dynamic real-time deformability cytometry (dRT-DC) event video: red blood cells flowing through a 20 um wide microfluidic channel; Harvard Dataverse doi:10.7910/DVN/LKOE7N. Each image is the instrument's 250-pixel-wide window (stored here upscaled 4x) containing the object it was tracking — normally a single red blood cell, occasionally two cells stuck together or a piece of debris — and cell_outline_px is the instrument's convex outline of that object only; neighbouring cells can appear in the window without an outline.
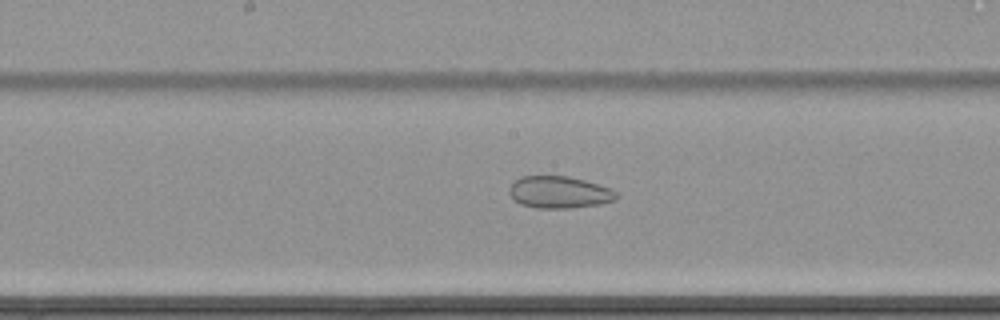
{"species": "common noctule bat (a hibernating species)", "species_latin": "Nyctalus noctula", "temperature_condition": "cold", "stored_images_in_passage": 26, "camera_frame_rate_fps": 3000, "um_per_image_px": 0.085, "animal": {"sex": "female", "body_mass_g": 22.7, "forearm_length_mm": 54.2}, "frame": {"image": 1, "passage_image": 19, "time_ms": 6.0, "image_size_px": [1000, 320], "cell_outline_px": [[616, 200], [600, 204], [568, 208], [536, 208], [520, 204], [508, 192], [508, 188], [520, 176], [568, 176], [584, 180], [612, 188], [616, 192]], "centroid_in_image_um": [47.54, 16.34], "position_along_channel_um": 200.7, "area_um2": 19.94}}
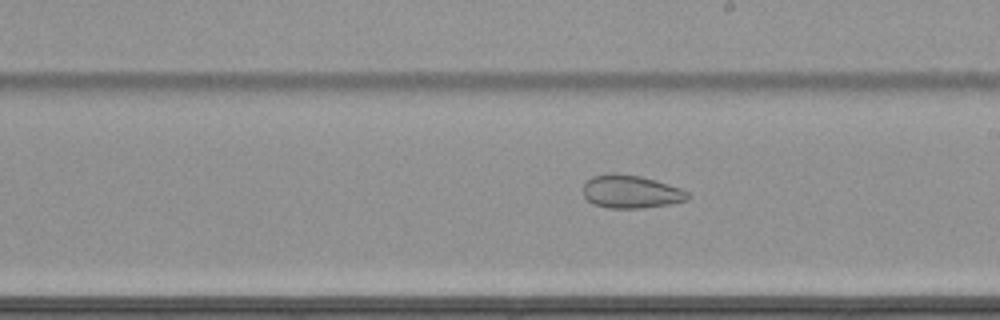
{"frame": {"image": 2, "passage_image": 22, "time_ms": 7.0, "image_size_px": [1000, 320], "cell_outline_px": [[688, 200], [668, 204], [644, 208], [608, 208], [592, 204], [584, 196], [584, 184], [592, 176], [612, 172], [640, 176], [656, 180], [680, 188], [688, 192]], "centroid_in_image_um": [53.61, 16.29], "position_along_channel_um": 235.4, "area_um2": 20.17}}